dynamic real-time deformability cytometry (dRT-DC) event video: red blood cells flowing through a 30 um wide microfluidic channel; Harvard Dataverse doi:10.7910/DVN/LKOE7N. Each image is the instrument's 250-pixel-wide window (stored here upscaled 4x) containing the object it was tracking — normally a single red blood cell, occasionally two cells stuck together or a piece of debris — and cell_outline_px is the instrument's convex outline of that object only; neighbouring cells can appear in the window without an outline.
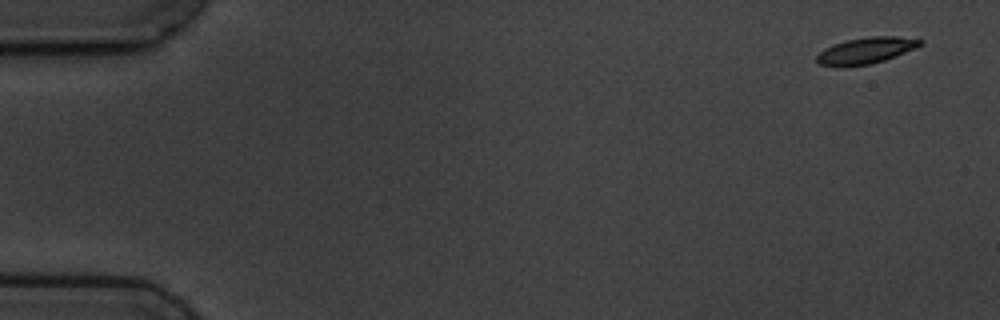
{"species": "common noctule bat (a hibernating species)", "species_latin": "Nyctalus noctula", "temperature_condition": "cold", "stored_images_in_passage": 5, "camera_frame_rate_fps": 3000, "um_per_image_px": 0.085, "animal": {"sex": "male", "body_mass_g": 19.5, "forearm_length_mm": 54.6}, "frame": {"image": 1, "passage_image": 1, "time_ms": 0.0, "image_size_px": [1000, 320], "cell_outline_px": [[924, 44], [916, 48], [896, 56], [872, 64], [844, 68], [820, 64], [816, 60], [816, 56], [824, 48], [832, 44], [844, 40], [868, 36], [896, 36], [924, 40]], "centroid_in_image_um": [73.59, 4.3], "position_along_channel_um": 11.4, "area_um2": 16.3}}
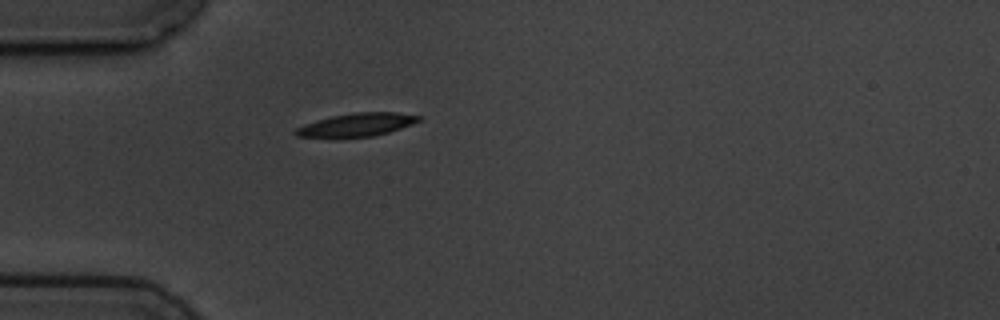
{"frame": {"image": 2, "passage_image": 5, "time_ms": 4.667, "image_size_px": [1000, 320], "cell_outline_px": [[420, 120], [412, 124], [388, 132], [372, 136], [296, 136], [292, 132], [296, 128], [304, 124], [316, 120], [332, 116], [356, 112], [396, 112], [420, 116]], "centroid_in_image_um": [30.32, 10.58], "position_along_channel_um": 54.7, "area_um2": 16.13}}